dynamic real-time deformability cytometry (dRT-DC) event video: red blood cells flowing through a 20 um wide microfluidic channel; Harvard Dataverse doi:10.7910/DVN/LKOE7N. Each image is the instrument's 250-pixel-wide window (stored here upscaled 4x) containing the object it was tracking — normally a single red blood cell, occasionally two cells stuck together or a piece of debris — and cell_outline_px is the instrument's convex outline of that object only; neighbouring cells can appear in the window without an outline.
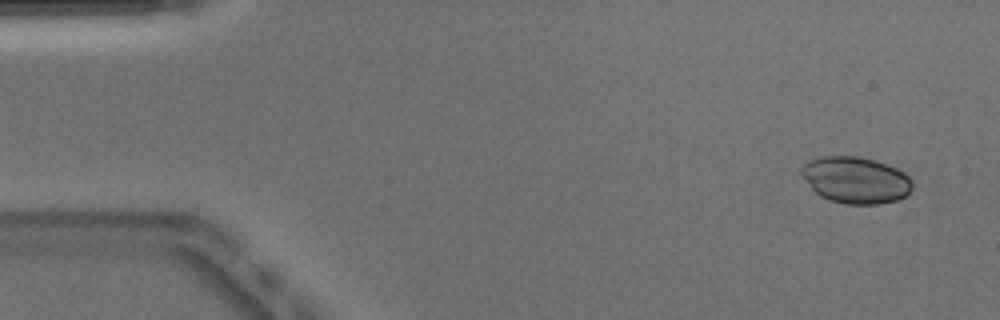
{"species": "Egyptian fruit bat (a non-hibernating species)", "species_latin": "Rousettus aegyptiacus", "temperature_condition": "warm", "stored_images_in_passage": 51, "camera_frame_rate_fps": 3000, "um_per_image_px": 0.085, "animal": {"sex": "male"}, "frame": {"image": 1, "passage_image": 3, "time_ms": 0.667, "image_size_px": [1000, 320], "cell_outline_px": [[912, 188], [904, 196], [896, 200], [880, 204], [844, 204], [828, 200], [820, 196], [812, 188], [800, 172], [800, 168], [808, 160], [820, 156], [860, 156], [876, 160], [896, 168], [904, 172], [912, 180]], "centroid_in_image_um": [72.72, 15.29], "position_along_channel_um": 12.3, "area_um2": 30.23}}
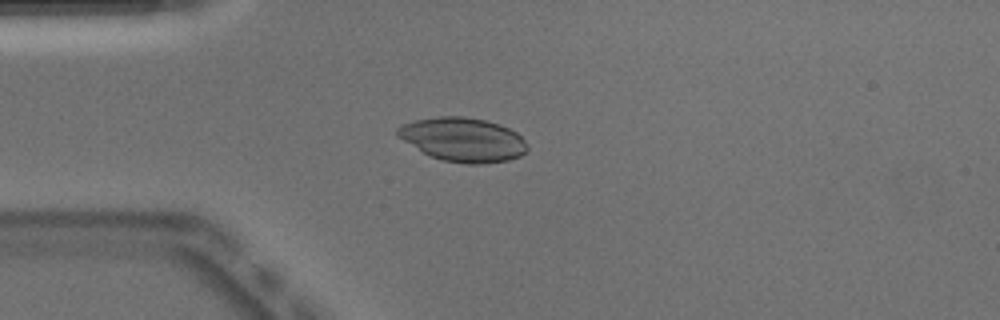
{"frame": {"image": 2, "passage_image": 13, "time_ms": 4.0, "image_size_px": [1000, 320], "cell_outline_px": [[528, 148], [520, 156], [508, 160], [480, 164], [468, 164], [444, 160], [432, 156], [424, 152], [396, 136], [396, 128], [400, 124], [416, 120], [440, 116], [464, 116], [484, 120], [500, 124], [516, 132], [528, 144]], "centroid_in_image_um": [39.35, 11.85], "position_along_channel_um": 45.6, "area_um2": 33.06}}